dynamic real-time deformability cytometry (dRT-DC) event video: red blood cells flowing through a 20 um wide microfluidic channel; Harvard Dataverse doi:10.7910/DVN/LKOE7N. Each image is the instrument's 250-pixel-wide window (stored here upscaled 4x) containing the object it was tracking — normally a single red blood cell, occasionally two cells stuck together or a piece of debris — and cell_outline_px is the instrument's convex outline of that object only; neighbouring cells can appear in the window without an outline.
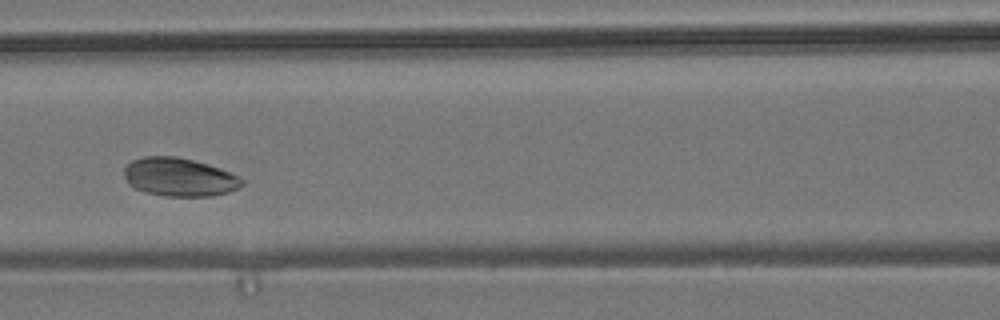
{"species": "common noctule bat (a hibernating species)", "species_latin": "Nyctalus noctula", "temperature_condition": "room temperature", "stored_images_in_passage": 7, "camera_frame_rate_fps": 3000, "um_per_image_px": 0.085, "animal": {"sex": "male", "body_mass_g": 19.2, "forearm_length_mm": 51.8}, "frame": {"image": 1, "passage_image": 6, "time_ms": 5.667, "image_size_px": [1000, 320], "cell_outline_px": [[244, 184], [240, 188], [228, 192], [212, 196], [164, 196], [144, 192], [128, 184], [124, 176], [124, 168], [132, 160], [144, 156], [176, 156], [208, 164], [220, 168], [244, 180]], "centroid_in_image_um": [15.23, 15.06], "position_along_channel_um": 151.4, "area_um2": 26.41}}
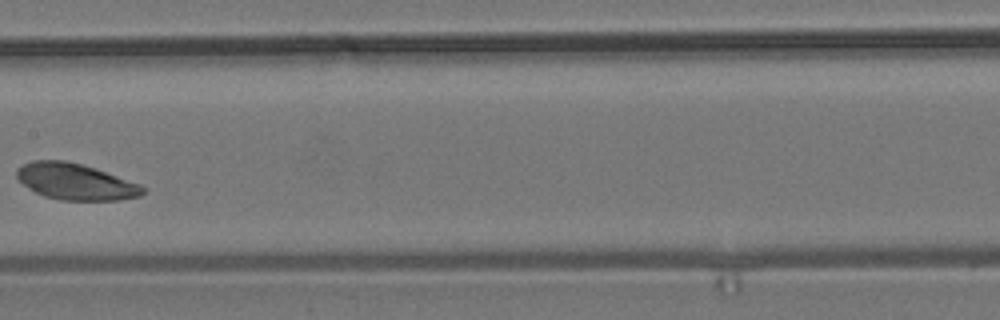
{"frame": {"image": 2, "passage_image": 7, "time_ms": 7.0, "image_size_px": [1000, 320], "cell_outline_px": [[148, 188], [140, 196], [120, 200], [60, 200], [44, 196], [28, 188], [16, 176], [16, 168], [32, 160], [64, 160], [96, 168], [140, 184]], "centroid_in_image_um": [6.44, 15.44], "position_along_channel_um": 201.0, "area_um2": 26.7}}